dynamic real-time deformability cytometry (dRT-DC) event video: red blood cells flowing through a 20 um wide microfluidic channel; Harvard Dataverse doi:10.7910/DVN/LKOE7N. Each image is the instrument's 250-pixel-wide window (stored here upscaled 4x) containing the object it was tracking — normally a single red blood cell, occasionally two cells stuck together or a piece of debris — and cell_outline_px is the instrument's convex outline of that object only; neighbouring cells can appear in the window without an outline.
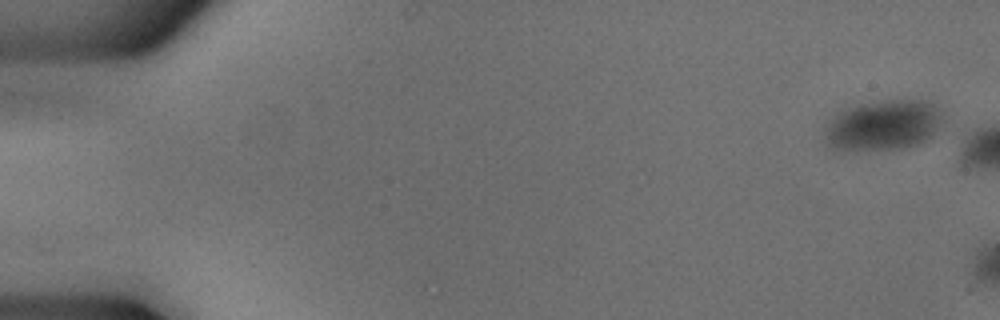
{"species": "common noctule bat (a hibernating species)", "species_latin": "Nyctalus noctula", "temperature_condition": "cold", "stored_images_in_passage": 3, "camera_frame_rate_fps": 3000, "um_per_image_px": 0.085, "animal": {"sex": "male", "body_mass_g": 18.8}, "frame": {"image": 1, "passage_image": 1, "time_ms": 0.0, "image_size_px": [1000, 320], "cell_outline_px": [[944, 120], [932, 136], [920, 144], [900, 148], [856, 152], [828, 148], [824, 144], [824, 128], [828, 120], [840, 112], [848, 108], [860, 104], [888, 100], [924, 100], [932, 104], [940, 112]], "centroid_in_image_um": [75.01, 10.69], "position_along_channel_um": 10.0, "area_um2": 35.26}}